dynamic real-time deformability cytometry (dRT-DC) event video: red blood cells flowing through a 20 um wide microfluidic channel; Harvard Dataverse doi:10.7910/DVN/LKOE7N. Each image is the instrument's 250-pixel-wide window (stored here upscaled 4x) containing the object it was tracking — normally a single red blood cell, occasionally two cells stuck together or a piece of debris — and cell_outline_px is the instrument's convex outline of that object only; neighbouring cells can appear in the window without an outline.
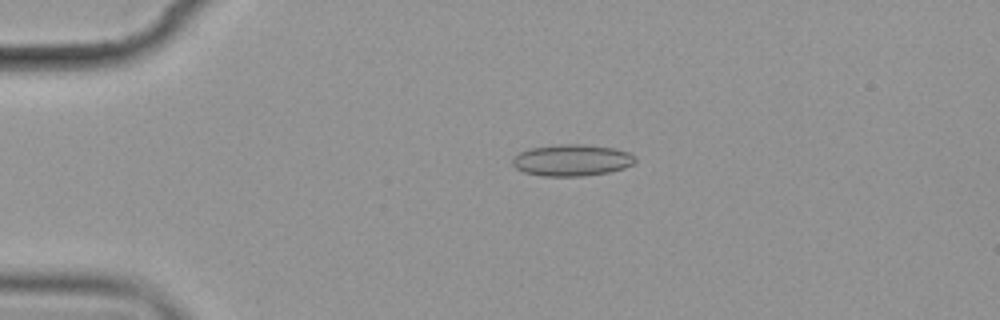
{"species": "common noctule bat (a hibernating species)", "species_latin": "Nyctalus noctula", "temperature_condition": "cold", "stored_images_in_passage": 8, "camera_frame_rate_fps": 3000, "um_per_image_px": 0.085, "animal": {"sex": "female", "body_mass_g": 19.9}, "frame": {"image": 1, "passage_image": 4, "time_ms": 3.667, "image_size_px": [1000, 320], "cell_outline_px": [[636, 160], [632, 164], [624, 168], [608, 172], [584, 176], [540, 176], [524, 172], [516, 168], [512, 164], [512, 160], [520, 152], [528, 148], [560, 144], [584, 144], [612, 148], [628, 152], [636, 156]], "centroid_in_image_um": [48.6, 13.62], "position_along_channel_um": 36.4, "area_um2": 22.6}}
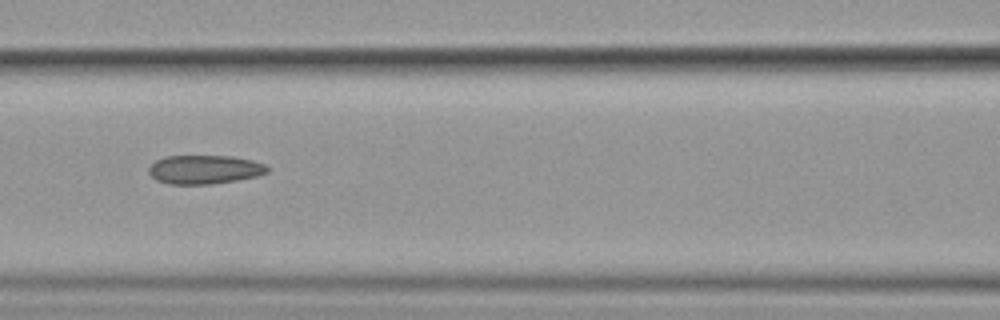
{"frame": {"image": 2, "passage_image": 7, "time_ms": 8.0, "image_size_px": [1000, 320], "cell_outline_px": [[268, 172], [256, 176], [236, 180], [208, 184], [168, 184], [156, 180], [148, 172], [148, 168], [156, 160], [164, 156], [232, 156], [252, 160], [264, 164], [268, 168]], "centroid_in_image_um": [17.35, 14.4], "position_along_channel_um": 149.2, "area_um2": 19.83}}
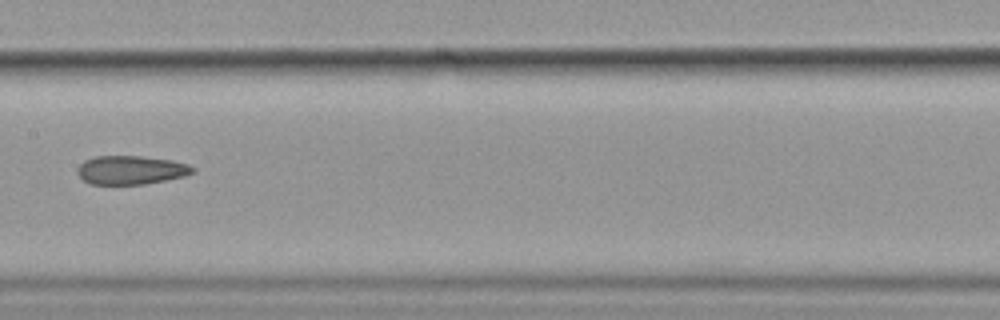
{"frame": {"image": 3, "passage_image": 8, "time_ms": 9.333, "image_size_px": [1000, 320], "cell_outline_px": [[196, 172], [184, 176], [144, 184], [92, 184], [84, 180], [76, 172], [76, 168], [84, 160], [96, 156], [140, 156], [172, 160], [188, 164], [196, 168]], "centroid_in_image_um": [11.14, 14.44], "position_along_channel_um": 196.3, "area_um2": 19.31}}